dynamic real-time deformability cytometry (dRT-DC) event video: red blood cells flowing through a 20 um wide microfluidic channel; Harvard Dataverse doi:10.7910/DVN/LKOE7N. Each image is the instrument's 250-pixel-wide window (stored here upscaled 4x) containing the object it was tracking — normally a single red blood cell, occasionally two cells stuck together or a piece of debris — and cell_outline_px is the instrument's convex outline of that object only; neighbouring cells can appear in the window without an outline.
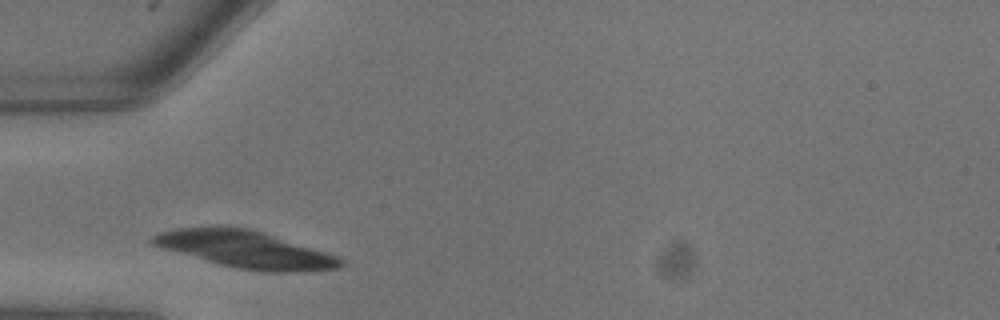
{"species": "common noctule bat (a hibernating species)", "species_latin": "Nyctalus noctula", "temperature_condition": "warm", "stored_images_in_passage": 2, "camera_frame_rate_fps": 3000, "um_per_image_px": 0.085, "animal": {"sex": "male", "body_mass_g": 13.3}, "frame": {"image": 1, "passage_image": 1, "time_ms": 0.0, "image_size_px": [1000, 320], "cell_outline_px": [[344, 264], [340, 268], [296, 272], [268, 272], [236, 268], [220, 264], [160, 248], [152, 244], [148, 240], [152, 236], [160, 232], [176, 228], [248, 228], [264, 232], [340, 256], [344, 260]], "centroid_in_image_um": [20.92, 21.22], "position_along_channel_um": 64.1, "area_um2": 40.29}}